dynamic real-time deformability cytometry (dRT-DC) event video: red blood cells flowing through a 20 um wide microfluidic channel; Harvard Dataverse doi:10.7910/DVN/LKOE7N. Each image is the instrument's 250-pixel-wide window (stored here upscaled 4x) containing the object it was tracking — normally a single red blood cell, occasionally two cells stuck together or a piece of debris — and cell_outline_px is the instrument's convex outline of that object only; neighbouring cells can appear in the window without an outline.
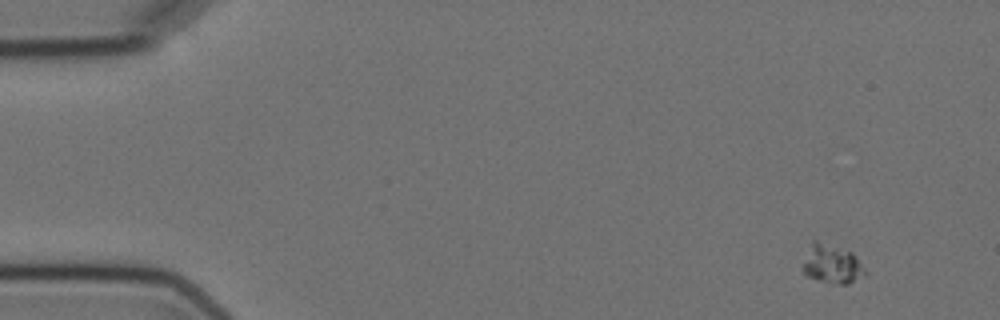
{"species": "Egyptian fruit bat (a non-hibernating species)", "species_latin": "Rousettus aegyptiacus", "temperature_condition": "cold", "stored_images_in_passage": 5, "camera_frame_rate_fps": 3000, "um_per_image_px": 0.085, "animal": {"sex": "female"}, "frame": {"image": 1, "passage_image": 1, "time_ms": 0.0, "image_size_px": [1000, 320], "cell_outline_px": [[868, 276], [848, 284], [840, 284], [816, 280], [804, 276], [804, 264], [812, 240], [816, 240], [852, 252], [856, 256], [864, 268]], "centroid_in_image_um": [70.77, 22.48], "position_along_channel_um": 14.2, "area_um2": 14.05}}
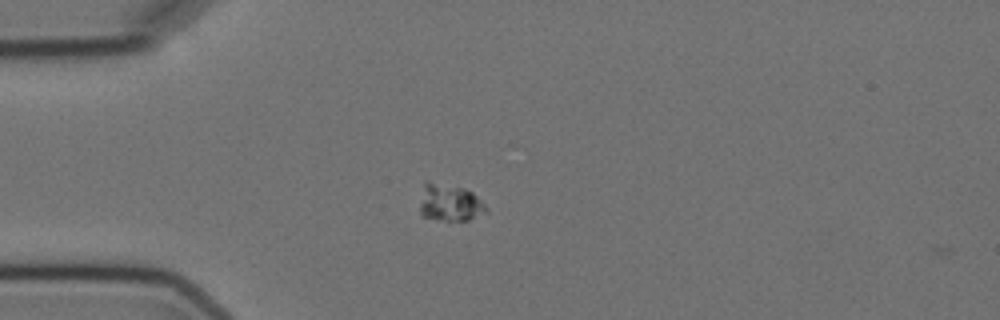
{"frame": {"image": 2, "passage_image": 4, "time_ms": 3.667, "image_size_px": [1000, 320], "cell_outline_px": [[488, 212], [468, 220], [444, 220], [424, 216], [420, 212], [420, 204], [424, 180], [428, 180], [464, 188], [472, 192], [488, 208]], "centroid_in_image_um": [38.23, 17.2], "position_along_channel_um": 46.8, "area_um2": 14.33}}